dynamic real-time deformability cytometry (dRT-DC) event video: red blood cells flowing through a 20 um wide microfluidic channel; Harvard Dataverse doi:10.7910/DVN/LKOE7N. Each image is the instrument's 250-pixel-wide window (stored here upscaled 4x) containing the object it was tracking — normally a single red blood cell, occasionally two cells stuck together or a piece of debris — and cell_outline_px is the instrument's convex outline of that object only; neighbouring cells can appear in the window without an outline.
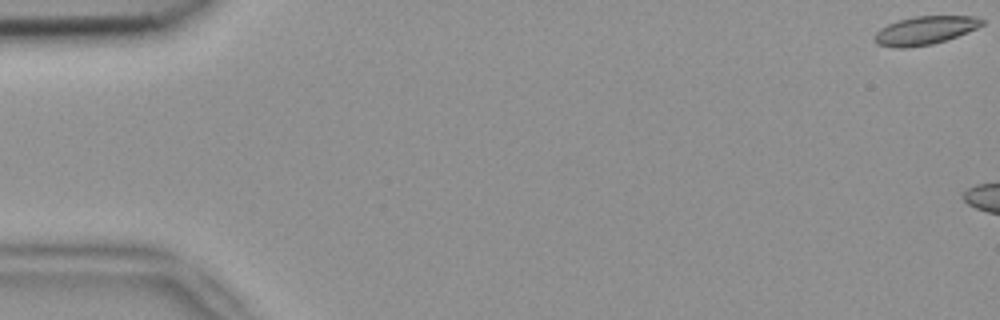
{"species": "common noctule bat (a hibernating species)", "species_latin": "Nyctalus noctula", "temperature_condition": "room temperature", "stored_images_in_passage": 3, "camera_frame_rate_fps": 3000, "um_per_image_px": 0.085, "animal": {"sex": "female", "body_mass_g": 18.4}, "frame": {"image": 1, "passage_image": 1, "time_ms": 0.0, "image_size_px": [1000, 320], "cell_outline_px": [[984, 24], [976, 28], [956, 36], [932, 44], [908, 48], [896, 48], [876, 44], [876, 32], [880, 28], [888, 24], [900, 20], [916, 16], [976, 16], [984, 20]], "centroid_in_image_um": [78.62, 2.58], "position_along_channel_um": 6.4, "area_um2": 17.51}}